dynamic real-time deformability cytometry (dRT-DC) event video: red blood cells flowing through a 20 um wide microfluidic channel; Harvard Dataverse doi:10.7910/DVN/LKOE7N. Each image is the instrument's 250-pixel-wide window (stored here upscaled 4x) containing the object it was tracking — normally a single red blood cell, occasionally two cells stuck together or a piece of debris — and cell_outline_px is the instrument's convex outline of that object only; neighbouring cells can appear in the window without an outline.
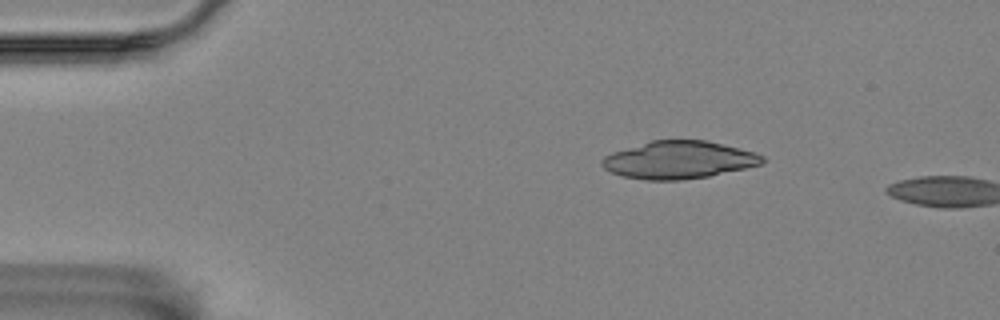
{"species": "Egyptian fruit bat (a non-hibernating species)", "species_latin": "Rousettus aegyptiacus", "temperature_condition": "room temperature", "stored_images_in_passage": 2, "camera_frame_rate_fps": 3000, "um_per_image_px": 0.085, "animal": {"sex": "female"}, "frame": {"image": 1, "passage_image": 1, "time_ms": 0.0, "image_size_px": [1000, 320], "cell_outline_px": [[764, 164], [708, 176], [680, 180], [644, 180], [620, 176], [604, 168], [600, 164], [600, 160], [604, 156], [612, 152], [652, 140], [704, 140], [740, 148], [764, 156]], "centroid_in_image_um": [57.66, 13.6], "position_along_channel_um": 27.3, "area_um2": 35.08}}